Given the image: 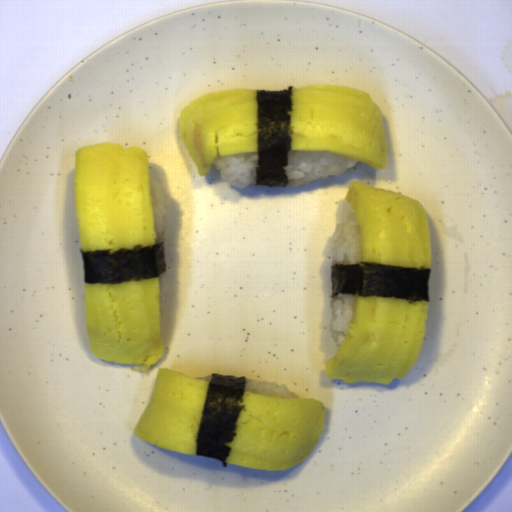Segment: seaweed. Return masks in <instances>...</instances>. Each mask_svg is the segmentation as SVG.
<instances>
[{
	"label": "seaweed",
	"instance_id": "1",
	"mask_svg": "<svg viewBox=\"0 0 512 512\" xmlns=\"http://www.w3.org/2000/svg\"><path fill=\"white\" fill-rule=\"evenodd\" d=\"M293 88L257 90L256 186L285 188L288 185L289 154L293 151L290 116Z\"/></svg>",
	"mask_w": 512,
	"mask_h": 512
},
{
	"label": "seaweed",
	"instance_id": "2",
	"mask_svg": "<svg viewBox=\"0 0 512 512\" xmlns=\"http://www.w3.org/2000/svg\"><path fill=\"white\" fill-rule=\"evenodd\" d=\"M431 267L399 266L375 262L337 263L331 266L332 297H396L430 304L428 294Z\"/></svg>",
	"mask_w": 512,
	"mask_h": 512
},
{
	"label": "seaweed",
	"instance_id": "3",
	"mask_svg": "<svg viewBox=\"0 0 512 512\" xmlns=\"http://www.w3.org/2000/svg\"><path fill=\"white\" fill-rule=\"evenodd\" d=\"M204 399L198 428L194 456L210 457L225 462L231 449L226 445L233 441L235 423L243 409L236 406L242 402L246 391L247 377L211 373V380Z\"/></svg>",
	"mask_w": 512,
	"mask_h": 512
},
{
	"label": "seaweed",
	"instance_id": "4",
	"mask_svg": "<svg viewBox=\"0 0 512 512\" xmlns=\"http://www.w3.org/2000/svg\"><path fill=\"white\" fill-rule=\"evenodd\" d=\"M84 284H112L162 277L166 272L164 242L133 248L81 251Z\"/></svg>",
	"mask_w": 512,
	"mask_h": 512
}]
</instances>
